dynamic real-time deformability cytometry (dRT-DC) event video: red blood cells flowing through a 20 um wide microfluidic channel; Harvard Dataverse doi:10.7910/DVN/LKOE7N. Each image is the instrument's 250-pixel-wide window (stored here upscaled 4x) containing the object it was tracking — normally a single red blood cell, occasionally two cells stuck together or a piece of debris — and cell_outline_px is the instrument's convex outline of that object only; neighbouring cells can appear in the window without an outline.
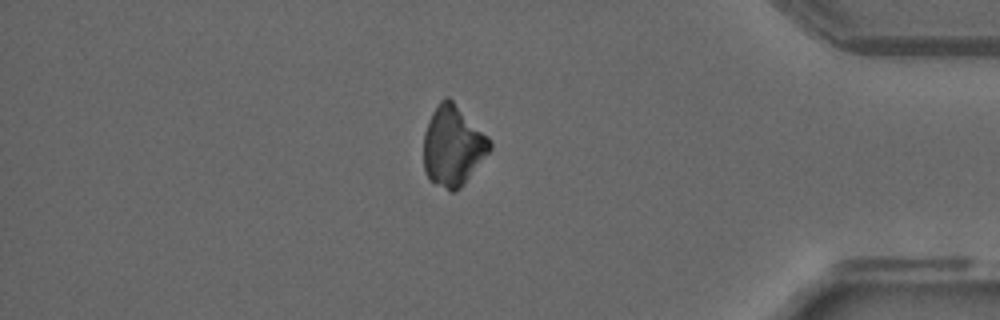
{"species": "common noctule bat (a hibernating species)", "species_latin": "Nyctalus noctula", "temperature_condition": "warm", "stored_images_in_passage": 37, "camera_frame_rate_fps": 3000, "um_per_image_px": 0.085, "animal": {"sex": "male", "forearm_length_mm": 52.5}, "frame": {"image": 1, "passage_image": 30, "time_ms": 9.667, "image_size_px": [1000, 320], "cell_outline_px": [[492, 148], [460, 188], [452, 192], [428, 180], [424, 172], [424, 132], [428, 120], [432, 112], [440, 100], [444, 96], [448, 96], [492, 140]], "centroid_in_image_um": [38.48, 12.4], "position_along_channel_um": 396.7, "area_um2": 30.92}}
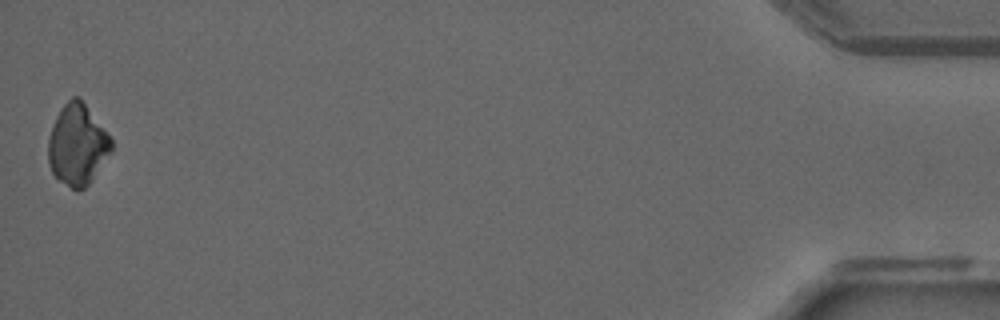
{"frame": {"image": 2, "passage_image": 37, "time_ms": 12.0, "image_size_px": [1000, 320], "cell_outline_px": [[112, 148], [88, 184], [84, 188], [76, 192], [60, 180], [52, 172], [48, 164], [48, 140], [56, 116], [60, 108], [72, 96], [80, 96], [112, 140]], "centroid_in_image_um": [6.55, 12.28], "position_along_channel_um": 428.7, "area_um2": 29.36}}